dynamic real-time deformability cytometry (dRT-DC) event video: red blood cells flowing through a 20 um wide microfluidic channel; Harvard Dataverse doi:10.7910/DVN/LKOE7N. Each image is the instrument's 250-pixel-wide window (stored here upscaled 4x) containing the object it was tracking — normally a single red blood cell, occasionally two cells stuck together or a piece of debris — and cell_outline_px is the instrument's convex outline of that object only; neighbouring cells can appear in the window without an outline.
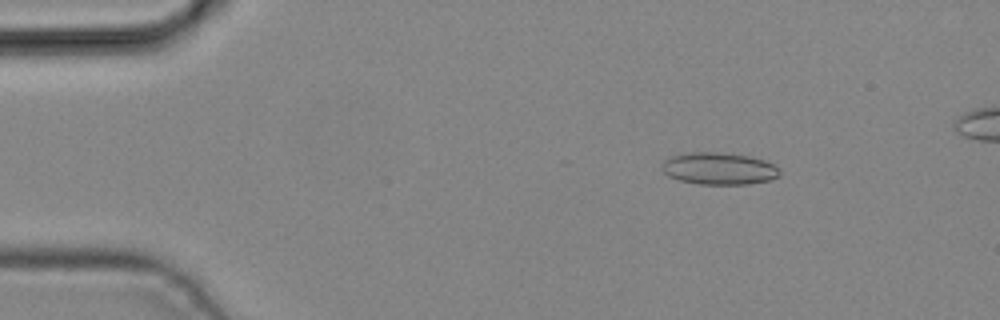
{"species": "common noctule bat (a hibernating species)", "species_latin": "Nyctalus noctula", "temperature_condition": "cold", "stored_images_in_passage": 3, "camera_frame_rate_fps": 3000, "um_per_image_px": 0.085, "animal": {"sex": "male", "body_mass_g": 19.2, "forearm_length_mm": 51.8}, "frame": {"image": 1, "passage_image": 1, "time_ms": 0.0, "image_size_px": [1000, 320], "cell_outline_px": [[780, 176], [772, 180], [748, 184], [700, 184], [680, 180], [668, 176], [660, 168], [664, 160], [672, 156], [688, 152], [716, 152], [748, 156], [764, 160], [780, 168]], "centroid_in_image_um": [61.12, 14.33], "position_along_channel_um": 23.9, "area_um2": 22.08}}